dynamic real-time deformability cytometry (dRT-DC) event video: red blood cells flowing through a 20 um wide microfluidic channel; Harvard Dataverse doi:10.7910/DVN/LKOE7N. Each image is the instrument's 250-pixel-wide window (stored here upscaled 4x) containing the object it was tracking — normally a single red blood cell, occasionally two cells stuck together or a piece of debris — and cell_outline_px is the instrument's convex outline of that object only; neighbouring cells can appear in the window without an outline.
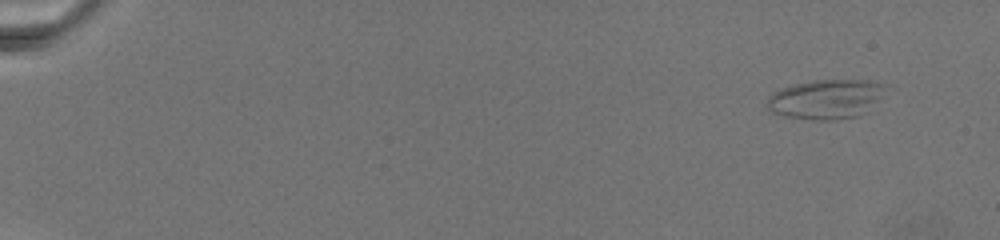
{"species": "common noctule bat (a hibernating species)", "species_latin": "Nyctalus noctula", "temperature_condition": "warm", "stored_images_in_passage": 55, "camera_frame_rate_fps": 3000, "um_per_image_px": 0.085, "animal": {"sex": "female", "body_mass_g": 19.5, "forearm_length_mm": 54.1}, "frame": {"image": 1, "passage_image": 1, "time_ms": 0.0, "image_size_px": [1000, 240], "cell_outline_px": [[880, 84], [876, 96], [856, 116], [836, 120], [820, 120], [784, 116], [772, 112], [764, 104], [768, 96], [772, 92], [796, 84], [816, 80], [864, 80]], "centroid_in_image_um": [69.96, 8.44], "position_along_channel_um": 15.0, "area_um2": 25.72}}
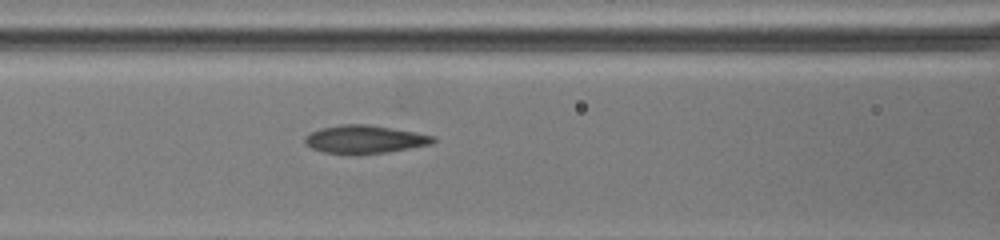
{"frame": {"image": 2, "passage_image": 32, "time_ms": 10.667, "image_size_px": [1000, 240], "cell_outline_px": [[436, 140], [432, 144], [388, 152], [360, 156], [348, 156], [324, 152], [312, 148], [304, 144], [304, 136], [320, 128], [340, 124], [368, 124], [436, 136]], "centroid_in_image_um": [30.96, 11.87], "position_along_channel_um": 135.6, "area_um2": 21.56}}
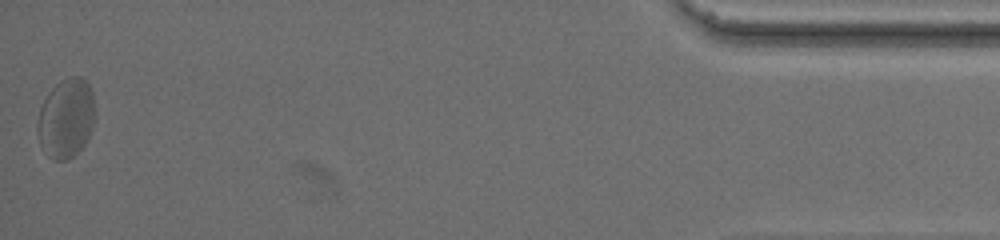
{"frame": {"image": 3, "passage_image": 55, "time_ms": 24.0, "image_size_px": [1000, 240], "cell_outline_px": [[92, 128], [84, 144], [68, 160], [52, 160], [48, 156], [40, 144], [36, 128], [36, 124], [40, 108], [48, 92], [56, 84], [72, 76], [80, 76], [88, 84], [92, 92]], "centroid_in_image_um": [5.56, 10.07], "position_along_channel_um": 429.6, "area_um2": 26.07}}